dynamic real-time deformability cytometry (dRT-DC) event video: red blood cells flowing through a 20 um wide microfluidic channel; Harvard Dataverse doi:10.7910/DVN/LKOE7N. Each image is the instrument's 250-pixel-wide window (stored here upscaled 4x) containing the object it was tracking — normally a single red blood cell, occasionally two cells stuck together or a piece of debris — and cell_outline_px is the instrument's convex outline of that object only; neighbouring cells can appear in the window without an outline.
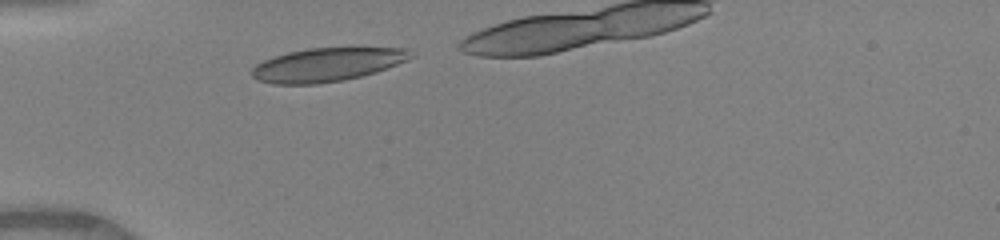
{"species": "human", "species_latin": "Homo sapiens", "temperature_condition": "warm", "stored_images_in_passage": 27, "camera_frame_rate_fps": 3000, "um_per_image_px": 0.085, "donor": {"sex": "female"}, "frame": {"image": 1, "passage_image": 2, "time_ms": 0.333, "image_size_px": [1000, 240], "cell_outline_px": [[416, 56], [408, 60], [376, 72], [344, 80], [316, 84], [272, 84], [256, 80], [252, 76], [252, 68], [256, 64], [264, 60], [288, 52], [308, 48], [408, 48]], "centroid_in_image_um": [27.81, 5.5], "position_along_channel_um": 57.2, "area_um2": 31.1}}
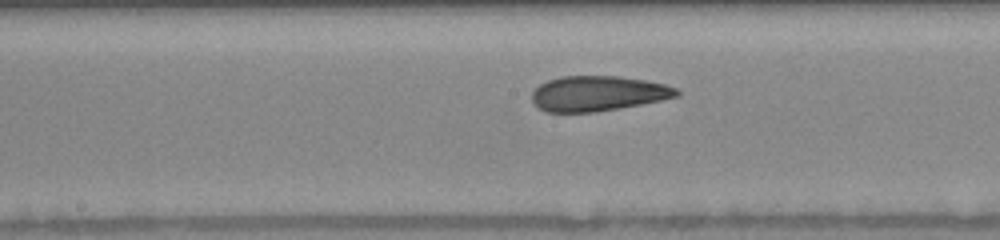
{"frame": {"image": 2, "passage_image": 13, "time_ms": 4.0, "image_size_px": [1000, 240], "cell_outline_px": [[680, 96], [640, 104], [596, 112], [544, 112], [532, 100], [532, 92], [540, 84], [548, 80], [560, 76], [620, 76], [644, 80], [664, 84], [676, 88], [680, 92]], "centroid_in_image_um": [50.82, 7.94], "position_along_channel_um": 197.4, "area_um2": 29.54}}
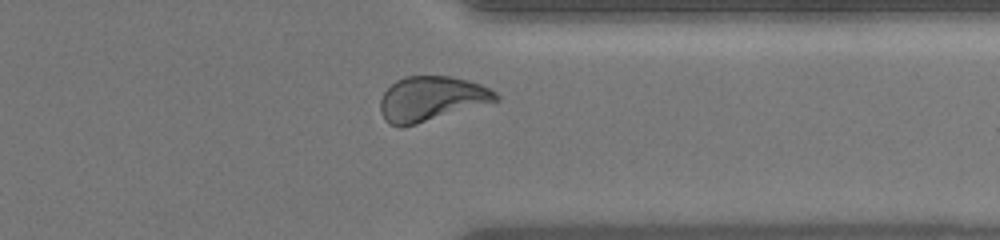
{"frame": {"image": 3, "passage_image": 26, "time_ms": 8.333, "image_size_px": [1000, 240], "cell_outline_px": [[500, 100], [404, 128], [400, 128], [388, 124], [384, 120], [380, 112], [380, 100], [384, 92], [396, 80], [408, 76], [448, 76], [468, 80], [480, 84], [496, 92], [500, 96]], "centroid_in_image_um": [36.64, 8.42], "position_along_channel_um": 374.8, "area_um2": 30.35}}